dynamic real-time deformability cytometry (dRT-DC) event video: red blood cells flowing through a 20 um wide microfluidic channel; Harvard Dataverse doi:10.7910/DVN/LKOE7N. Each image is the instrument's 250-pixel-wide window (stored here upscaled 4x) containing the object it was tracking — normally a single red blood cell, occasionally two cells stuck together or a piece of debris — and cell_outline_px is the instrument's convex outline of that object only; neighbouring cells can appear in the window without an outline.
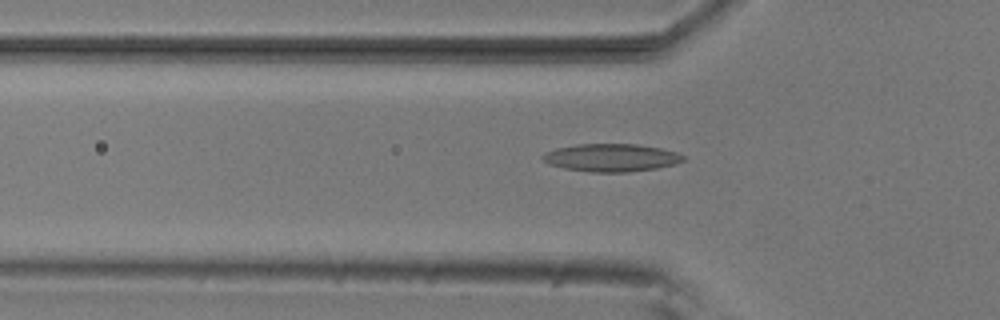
{"species": "common noctule bat (a hibernating species)", "species_latin": "Nyctalus noctula", "temperature_condition": "room temperature", "stored_images_in_passage": 50, "camera_frame_rate_fps": 3000, "um_per_image_px": 0.085, "animal": {"sex": "male", "body_mass_g": 20.5, "forearm_length_mm": 52.5}, "frame": {"image": 1, "passage_image": 17, "time_ms": 5.333, "image_size_px": [1000, 320], "cell_outline_px": [[684, 160], [676, 164], [656, 168], [628, 172], [592, 172], [564, 168], [548, 164], [540, 156], [544, 152], [556, 148], [580, 144], [636, 144], [660, 148], [676, 152], [684, 156]], "centroid_in_image_um": [51.94, 13.4], "position_along_channel_um": 73.9, "area_um2": 22.72}}
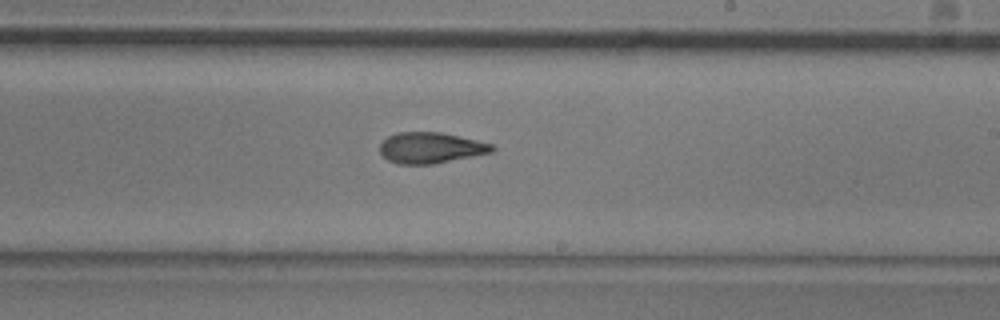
{"frame": {"image": 2, "passage_image": 31, "time_ms": 10.0, "image_size_px": [1000, 320], "cell_outline_px": [[496, 148], [492, 152], [432, 164], [400, 164], [388, 160], [380, 152], [380, 144], [388, 136], [396, 132], [440, 132], [476, 140], [492, 144]], "centroid_in_image_um": [36.59, 12.56], "position_along_channel_um": 252.4, "area_um2": 20.0}}
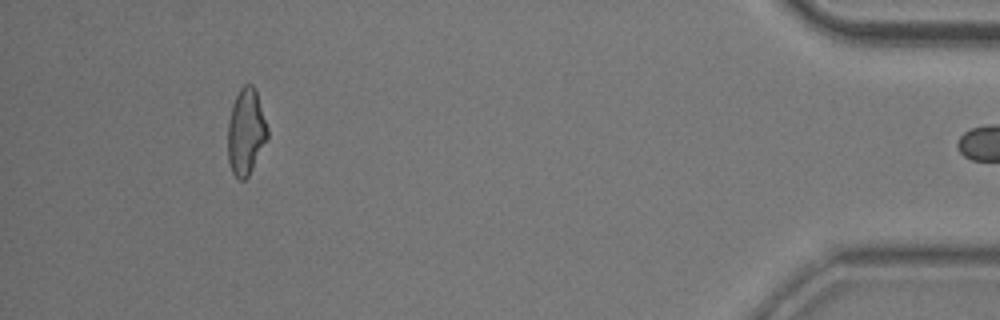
{"frame": {"image": 3, "passage_image": 49, "time_ms": 16.0, "image_size_px": [1000, 320], "cell_outline_px": [[268, 136], [248, 176], [244, 180], [240, 180], [232, 172], [228, 160], [228, 120], [232, 104], [240, 88], [244, 84], [252, 84], [256, 88], [268, 128]], "centroid_in_image_um": [20.9, 11.16], "position_along_channel_um": 414.3, "area_um2": 19.88}}